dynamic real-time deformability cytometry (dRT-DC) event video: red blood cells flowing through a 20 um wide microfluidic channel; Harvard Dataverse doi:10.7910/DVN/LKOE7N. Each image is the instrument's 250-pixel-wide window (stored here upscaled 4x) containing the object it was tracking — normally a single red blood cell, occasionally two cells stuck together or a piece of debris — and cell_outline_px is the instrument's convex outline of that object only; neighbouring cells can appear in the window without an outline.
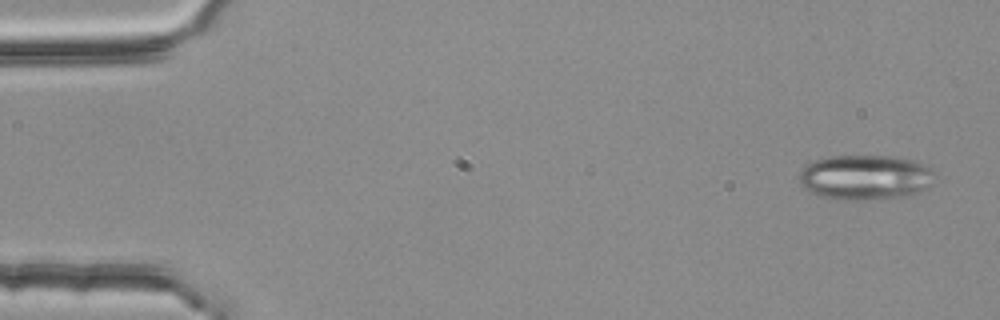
{"species": "common noctule bat (a hibernating species)", "species_latin": "Nyctalus noctula", "temperature_condition": "room temperature", "stored_images_in_passage": 4, "camera_frame_rate_fps": 3000, "um_per_image_px": 0.085, "animal": {"sex": "female", "body_mass_g": 25.1}, "frame": {"image": 1, "passage_image": 1, "time_ms": 0.0, "image_size_px": [1000, 320], "cell_outline_px": [[936, 176], [932, 184], [912, 196], [856, 200], [844, 200], [820, 196], [808, 192], [800, 184], [800, 172], [808, 164], [816, 160], [832, 156], [892, 156], [924, 164], [932, 168], [936, 172]], "centroid_in_image_um": [73.59, 15.08], "position_along_channel_um": 11.4, "area_um2": 35.66}}